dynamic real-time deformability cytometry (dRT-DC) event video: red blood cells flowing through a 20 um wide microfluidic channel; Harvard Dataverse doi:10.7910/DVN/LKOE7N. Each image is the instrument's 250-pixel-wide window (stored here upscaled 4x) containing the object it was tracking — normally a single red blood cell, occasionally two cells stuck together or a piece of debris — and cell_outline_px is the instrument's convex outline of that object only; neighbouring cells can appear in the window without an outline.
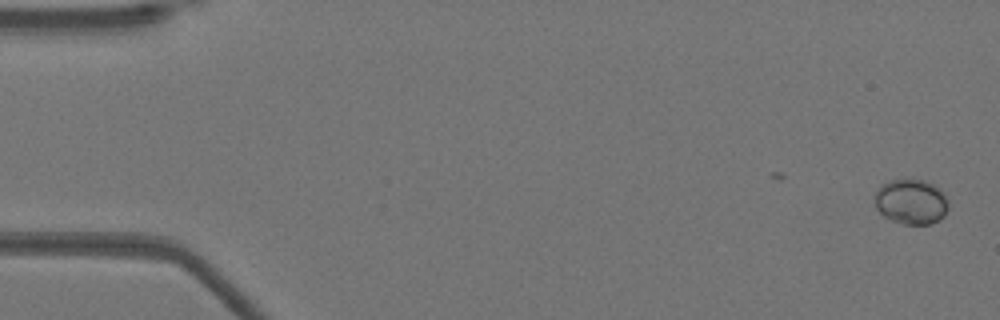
{"species": "Egyptian fruit bat (a non-hibernating species)", "species_latin": "Rousettus aegyptiacus", "temperature_condition": "warm", "stored_images_in_passage": 47, "camera_frame_rate_fps": 3000, "um_per_image_px": 0.085, "animal": {"sex": "female"}, "frame": {"image": 1, "passage_image": 1, "time_ms": 0.0, "image_size_px": [1000, 320], "cell_outline_px": [[948, 208], [944, 216], [940, 220], [932, 224], [900, 224], [884, 216], [876, 208], [876, 192], [880, 184], [888, 180], [924, 180], [932, 184], [944, 192], [948, 200]], "centroid_in_image_um": [77.47, 17.15], "position_along_channel_um": 7.5, "area_um2": 19.48}}
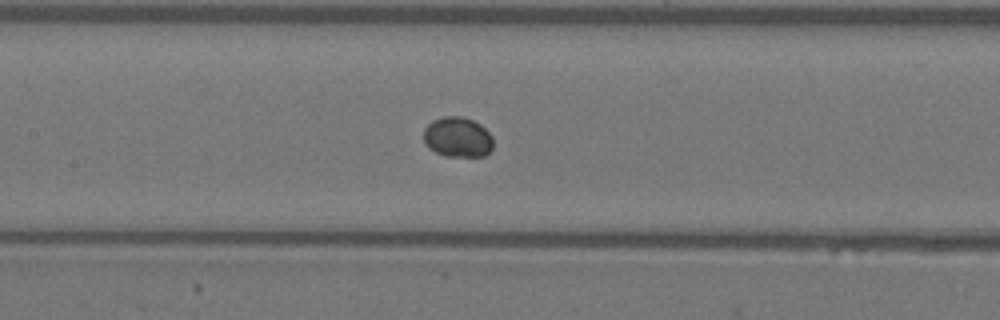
{"frame": {"image": 2, "passage_image": 24, "time_ms": 7.667, "image_size_px": [1000, 320], "cell_outline_px": [[492, 148], [484, 156], [444, 156], [428, 148], [424, 140], [424, 128], [432, 120], [444, 116], [460, 116], [472, 120], [480, 124], [492, 136]], "centroid_in_image_um": [38.88, 11.65], "position_along_channel_um": 168.5, "area_um2": 16.24}}
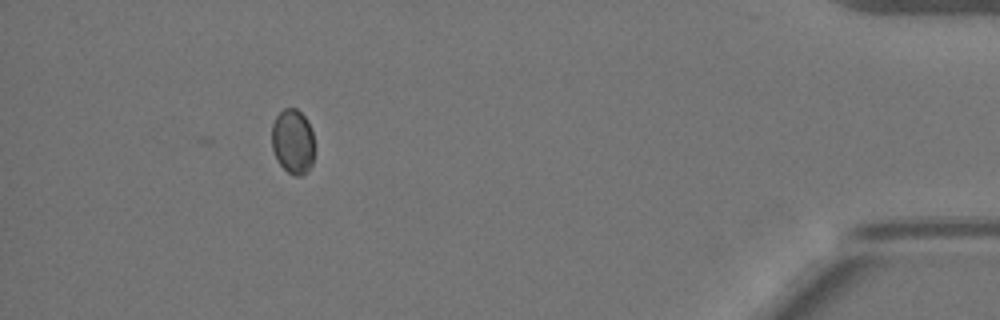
{"frame": {"image": 3, "passage_image": 47, "time_ms": 15.333, "image_size_px": [1000, 320], "cell_outline_px": [[312, 164], [308, 172], [300, 176], [296, 176], [288, 172], [276, 160], [272, 148], [272, 124], [276, 116], [284, 108], [296, 108], [308, 120], [312, 132]], "centroid_in_image_um": [24.87, 12.03], "position_along_channel_um": 410.3, "area_um2": 16.07}}